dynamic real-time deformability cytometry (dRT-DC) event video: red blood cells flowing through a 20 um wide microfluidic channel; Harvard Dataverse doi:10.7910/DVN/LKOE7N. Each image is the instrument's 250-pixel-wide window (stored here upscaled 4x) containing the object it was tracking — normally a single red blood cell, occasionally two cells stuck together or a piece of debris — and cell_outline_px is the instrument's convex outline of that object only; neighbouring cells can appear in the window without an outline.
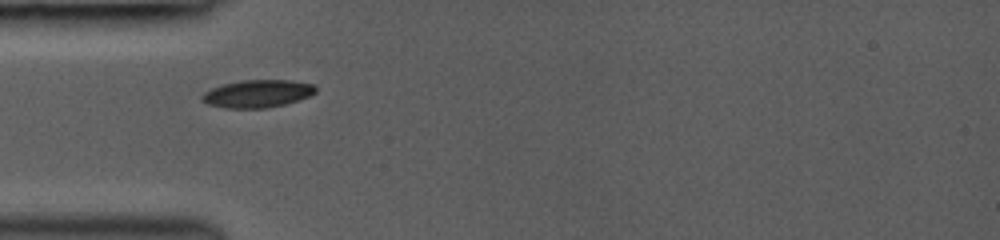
{"species": "common noctule bat (a hibernating species)", "species_latin": "Nyctalus noctula", "temperature_condition": "room temperature", "stored_images_in_passage": 5, "camera_frame_rate_fps": 3000, "um_per_image_px": 0.085, "animal": {"sex": "female", "body_mass_g": 19.0, "forearm_length_mm": 53.3}, "frame": {"image": 1, "passage_image": 1, "time_ms": 0.0, "image_size_px": [1000, 240], "cell_outline_px": [[316, 92], [308, 96], [284, 104], [268, 108], [224, 108], [208, 104], [200, 100], [200, 96], [204, 92], [212, 88], [224, 84], [240, 80], [288, 80], [312, 84], [316, 88]], "centroid_in_image_um": [21.83, 7.96], "position_along_channel_um": 63.2, "area_um2": 18.21}}
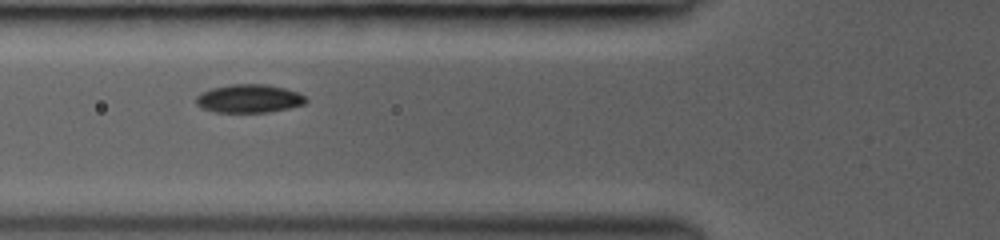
{"frame": {"image": 2, "passage_image": 4, "time_ms": 1.0, "image_size_px": [1000, 240], "cell_outline_px": [[308, 100], [304, 104], [288, 108], [268, 112], [216, 112], [204, 108], [196, 104], [196, 96], [200, 92], [212, 88], [232, 84], [264, 84], [284, 88], [296, 92], [304, 96]], "centroid_in_image_um": [21.15, 8.37], "position_along_channel_um": 104.7, "area_um2": 17.98}}